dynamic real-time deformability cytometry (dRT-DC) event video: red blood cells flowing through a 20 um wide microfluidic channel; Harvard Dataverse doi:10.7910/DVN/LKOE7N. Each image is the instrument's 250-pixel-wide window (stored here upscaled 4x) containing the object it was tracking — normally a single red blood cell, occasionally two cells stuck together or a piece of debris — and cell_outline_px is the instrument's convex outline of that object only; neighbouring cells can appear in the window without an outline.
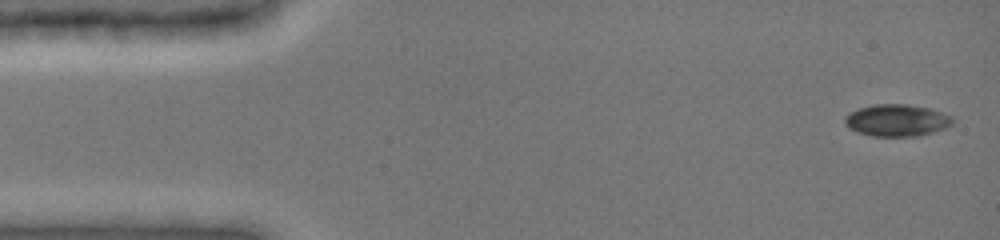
{"species": "common noctule bat (a hibernating species)", "species_latin": "Nyctalus noctula", "temperature_condition": "cold", "stored_images_in_passage": 11, "camera_frame_rate_fps": 3000, "um_per_image_px": 0.085, "animal": {"sex": "female", "body_mass_g": 19.0, "forearm_length_mm": 51.5}, "frame": {"image": 1, "passage_image": 1, "time_ms": 0.0, "image_size_px": [1000, 240], "cell_outline_px": [[952, 124], [944, 128], [920, 136], [872, 136], [856, 132], [848, 128], [844, 124], [844, 116], [860, 108], [876, 104], [904, 104], [932, 108], [952, 116]], "centroid_in_image_um": [76.22, 10.23], "position_along_channel_um": 8.8, "area_um2": 20.11}}
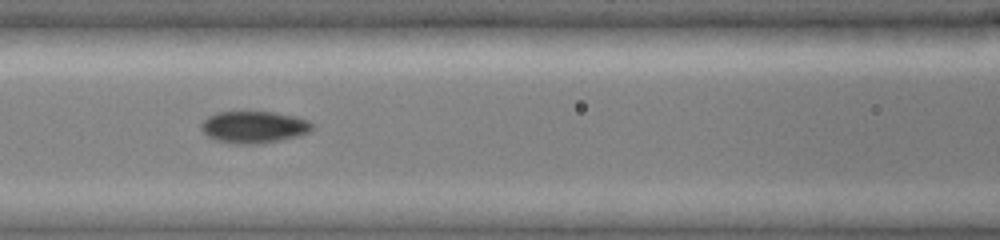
{"frame": {"image": 2, "passage_image": 8, "time_ms": 6.333, "image_size_px": [1000, 240], "cell_outline_px": [[312, 128], [308, 132], [296, 136], [280, 140], [256, 144], [236, 144], [216, 140], [208, 136], [200, 128], [200, 124], [208, 116], [216, 112], [272, 112], [296, 116], [308, 120], [312, 124]], "centroid_in_image_um": [21.55, 10.79], "position_along_channel_um": 145.0, "area_um2": 20.52}}
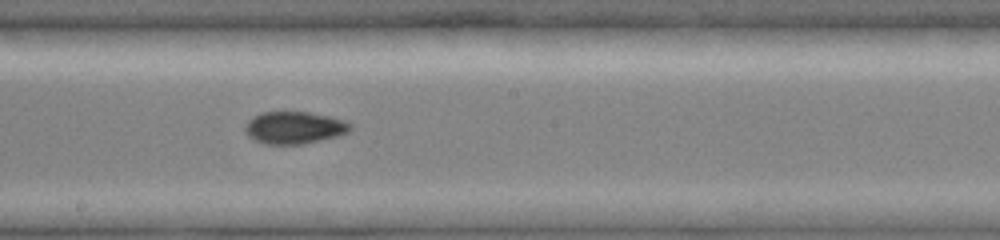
{"frame": {"image": 3, "passage_image": 10, "time_ms": 8.333, "image_size_px": [1000, 240], "cell_outline_px": [[352, 128], [348, 132], [340, 136], [304, 144], [264, 144], [248, 136], [244, 132], [244, 124], [252, 116], [260, 112], [308, 112], [328, 116], [344, 120], [352, 124]], "centroid_in_image_um": [25.0, 10.85], "position_along_channel_um": 223.2, "area_um2": 20.06}}